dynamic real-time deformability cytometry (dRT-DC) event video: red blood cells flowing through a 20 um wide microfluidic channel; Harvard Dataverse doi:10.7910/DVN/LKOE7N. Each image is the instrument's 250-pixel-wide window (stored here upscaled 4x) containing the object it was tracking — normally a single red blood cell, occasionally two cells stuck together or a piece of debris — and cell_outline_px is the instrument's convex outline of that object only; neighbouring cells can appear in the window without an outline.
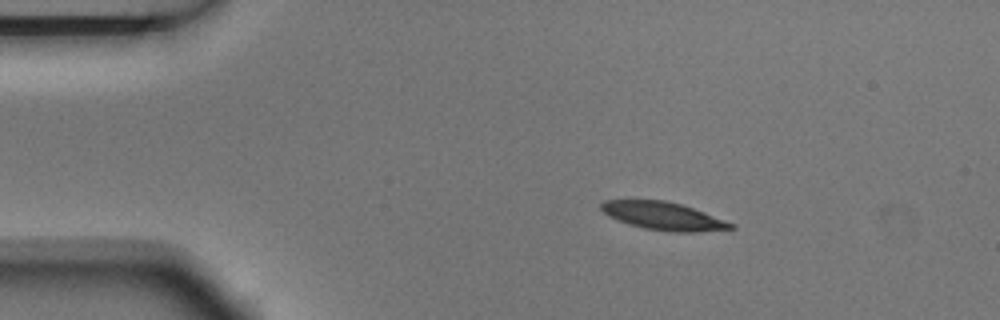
{"species": "Egyptian fruit bat (a non-hibernating species)", "species_latin": "Rousettus aegyptiacus", "temperature_condition": "room temperature", "stored_images_in_passage": 5, "camera_frame_rate_fps": 3000, "um_per_image_px": 0.085, "animal": {"sex": "male"}, "frame": {"image": 1, "passage_image": 2, "time_ms": 0.333, "image_size_px": [1000, 320], "cell_outline_px": [[736, 228], [696, 232], [668, 232], [644, 228], [628, 224], [608, 216], [600, 208], [600, 204], [604, 200], [664, 200], [680, 204], [704, 212], [736, 224]], "centroid_in_image_um": [56.39, 18.37], "position_along_channel_um": 28.6, "area_um2": 21.1}}
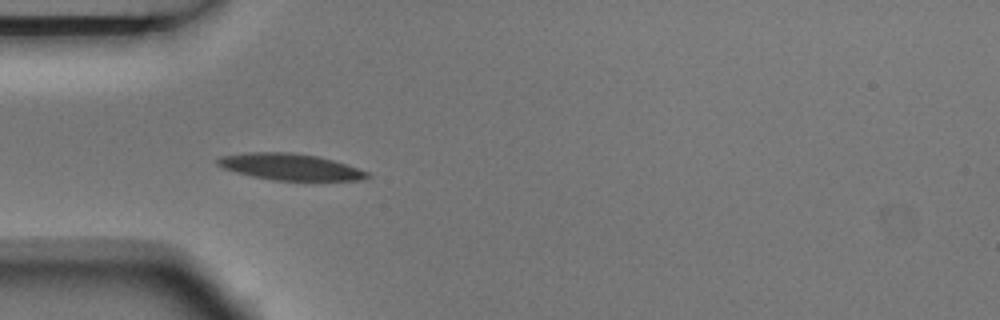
{"frame": {"image": 2, "passage_image": 4, "time_ms": 1.0, "image_size_px": [1000, 320], "cell_outline_px": [[372, 176], [360, 180], [272, 180], [252, 176], [236, 172], [224, 168], [216, 164], [216, 160], [220, 156], [248, 152], [292, 152], [320, 156], [348, 164], [368, 172]], "centroid_in_image_um": [24.68, 14.17], "position_along_channel_um": 60.3, "area_um2": 23.18}}
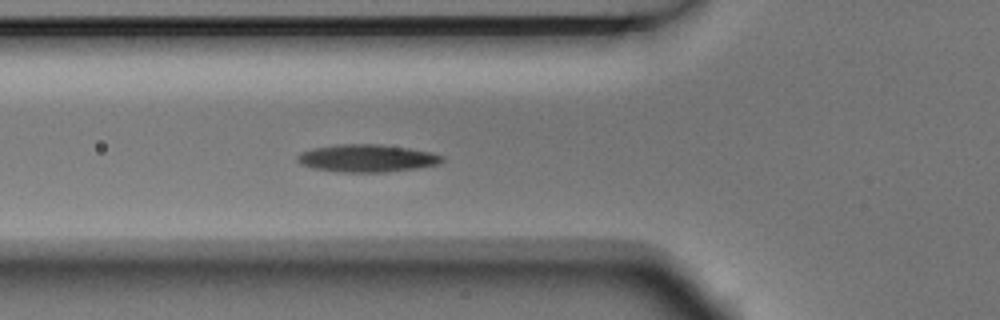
{"frame": {"image": 3, "passage_image": 5, "time_ms": 1.333, "image_size_px": [1000, 320], "cell_outline_px": [[444, 160], [440, 164], [416, 168], [388, 172], [336, 172], [312, 168], [300, 164], [296, 160], [296, 156], [300, 152], [312, 148], [336, 144], [380, 144], [408, 148], [432, 152], [444, 156]], "centroid_in_image_um": [31.17, 13.45], "position_along_channel_um": 94.6, "area_um2": 23.58}}